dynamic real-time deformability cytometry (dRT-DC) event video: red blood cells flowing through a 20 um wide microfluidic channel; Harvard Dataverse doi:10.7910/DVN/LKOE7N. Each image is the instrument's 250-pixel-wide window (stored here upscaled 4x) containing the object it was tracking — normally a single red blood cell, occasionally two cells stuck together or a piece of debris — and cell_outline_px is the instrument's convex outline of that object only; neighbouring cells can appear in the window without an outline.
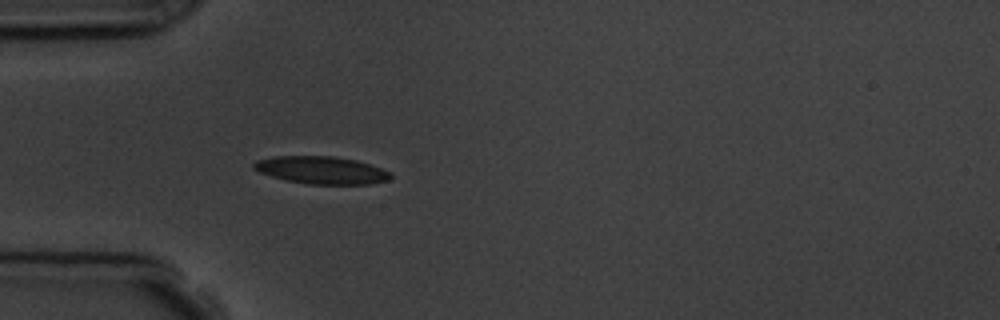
{"species": "common noctule bat (a hibernating species)", "species_latin": "Nyctalus noctula", "temperature_condition": "room temperature", "stored_images_in_passage": 4, "camera_frame_rate_fps": 3000, "um_per_image_px": 0.085, "animal": {"sex": "male", "body_mass_g": 19.5, "forearm_length_mm": 54.6}, "frame": {"image": 1, "passage_image": 4, "time_ms": 3.333, "image_size_px": [1000, 320], "cell_outline_px": [[392, 176], [388, 180], [368, 184], [308, 184], [284, 180], [260, 172], [252, 168], [252, 164], [256, 160], [276, 156], [332, 156], [356, 160], [392, 172]], "centroid_in_image_um": [27.3, 14.46], "position_along_channel_um": 57.7, "area_um2": 21.91}}